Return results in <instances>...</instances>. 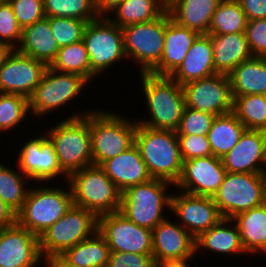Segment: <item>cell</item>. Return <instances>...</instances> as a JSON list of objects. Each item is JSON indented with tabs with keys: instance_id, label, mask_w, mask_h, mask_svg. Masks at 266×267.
I'll return each instance as SVG.
<instances>
[{
	"instance_id": "obj_22",
	"label": "cell",
	"mask_w": 266,
	"mask_h": 267,
	"mask_svg": "<svg viewBox=\"0 0 266 267\" xmlns=\"http://www.w3.org/2000/svg\"><path fill=\"white\" fill-rule=\"evenodd\" d=\"M200 35L199 32L180 26L170 19L165 28L164 49L160 61L148 73L171 76Z\"/></svg>"
},
{
	"instance_id": "obj_13",
	"label": "cell",
	"mask_w": 266,
	"mask_h": 267,
	"mask_svg": "<svg viewBox=\"0 0 266 267\" xmlns=\"http://www.w3.org/2000/svg\"><path fill=\"white\" fill-rule=\"evenodd\" d=\"M39 135L21 145L16 154L17 167L34 183H50L60 177L67 182L68 175L59 165L53 143L44 131Z\"/></svg>"
},
{
	"instance_id": "obj_33",
	"label": "cell",
	"mask_w": 266,
	"mask_h": 267,
	"mask_svg": "<svg viewBox=\"0 0 266 267\" xmlns=\"http://www.w3.org/2000/svg\"><path fill=\"white\" fill-rule=\"evenodd\" d=\"M109 255L110 248L106 239L98 231L61 254L76 267H107Z\"/></svg>"
},
{
	"instance_id": "obj_51",
	"label": "cell",
	"mask_w": 266,
	"mask_h": 267,
	"mask_svg": "<svg viewBox=\"0 0 266 267\" xmlns=\"http://www.w3.org/2000/svg\"><path fill=\"white\" fill-rule=\"evenodd\" d=\"M15 49L9 44L0 42V67L6 62L7 58Z\"/></svg>"
},
{
	"instance_id": "obj_19",
	"label": "cell",
	"mask_w": 266,
	"mask_h": 267,
	"mask_svg": "<svg viewBox=\"0 0 266 267\" xmlns=\"http://www.w3.org/2000/svg\"><path fill=\"white\" fill-rule=\"evenodd\" d=\"M39 237L17 222L0 228V267H39Z\"/></svg>"
},
{
	"instance_id": "obj_32",
	"label": "cell",
	"mask_w": 266,
	"mask_h": 267,
	"mask_svg": "<svg viewBox=\"0 0 266 267\" xmlns=\"http://www.w3.org/2000/svg\"><path fill=\"white\" fill-rule=\"evenodd\" d=\"M246 127L233 112L215 117L207 137L210 142L212 155L222 158L240 140Z\"/></svg>"
},
{
	"instance_id": "obj_5",
	"label": "cell",
	"mask_w": 266,
	"mask_h": 267,
	"mask_svg": "<svg viewBox=\"0 0 266 267\" xmlns=\"http://www.w3.org/2000/svg\"><path fill=\"white\" fill-rule=\"evenodd\" d=\"M50 184L34 183L33 188L31 187L27 193L22 208L16 213V222L37 237L58 221L73 205L68 182H66L68 187L64 189L54 185L52 187Z\"/></svg>"
},
{
	"instance_id": "obj_18",
	"label": "cell",
	"mask_w": 266,
	"mask_h": 267,
	"mask_svg": "<svg viewBox=\"0 0 266 267\" xmlns=\"http://www.w3.org/2000/svg\"><path fill=\"white\" fill-rule=\"evenodd\" d=\"M226 173L221 158L213 155L192 158L183 161L182 173L174 188L178 192L213 197Z\"/></svg>"
},
{
	"instance_id": "obj_48",
	"label": "cell",
	"mask_w": 266,
	"mask_h": 267,
	"mask_svg": "<svg viewBox=\"0 0 266 267\" xmlns=\"http://www.w3.org/2000/svg\"><path fill=\"white\" fill-rule=\"evenodd\" d=\"M16 223V212L8 206L0 197V228Z\"/></svg>"
},
{
	"instance_id": "obj_27",
	"label": "cell",
	"mask_w": 266,
	"mask_h": 267,
	"mask_svg": "<svg viewBox=\"0 0 266 267\" xmlns=\"http://www.w3.org/2000/svg\"><path fill=\"white\" fill-rule=\"evenodd\" d=\"M222 0H169L167 11L178 25L208 34L213 14Z\"/></svg>"
},
{
	"instance_id": "obj_49",
	"label": "cell",
	"mask_w": 266,
	"mask_h": 267,
	"mask_svg": "<svg viewBox=\"0 0 266 267\" xmlns=\"http://www.w3.org/2000/svg\"><path fill=\"white\" fill-rule=\"evenodd\" d=\"M125 0H94L95 8L100 17H107L108 14L114 10Z\"/></svg>"
},
{
	"instance_id": "obj_20",
	"label": "cell",
	"mask_w": 266,
	"mask_h": 267,
	"mask_svg": "<svg viewBox=\"0 0 266 267\" xmlns=\"http://www.w3.org/2000/svg\"><path fill=\"white\" fill-rule=\"evenodd\" d=\"M48 66L16 49L0 67V92L29 98Z\"/></svg>"
},
{
	"instance_id": "obj_6",
	"label": "cell",
	"mask_w": 266,
	"mask_h": 267,
	"mask_svg": "<svg viewBox=\"0 0 266 267\" xmlns=\"http://www.w3.org/2000/svg\"><path fill=\"white\" fill-rule=\"evenodd\" d=\"M171 187L173 183L157 178L131 186L122 192L120 212L138 226L153 230L167 217L164 213L171 214Z\"/></svg>"
},
{
	"instance_id": "obj_44",
	"label": "cell",
	"mask_w": 266,
	"mask_h": 267,
	"mask_svg": "<svg viewBox=\"0 0 266 267\" xmlns=\"http://www.w3.org/2000/svg\"><path fill=\"white\" fill-rule=\"evenodd\" d=\"M183 161L212 155L207 135L177 134Z\"/></svg>"
},
{
	"instance_id": "obj_36",
	"label": "cell",
	"mask_w": 266,
	"mask_h": 267,
	"mask_svg": "<svg viewBox=\"0 0 266 267\" xmlns=\"http://www.w3.org/2000/svg\"><path fill=\"white\" fill-rule=\"evenodd\" d=\"M248 19L236 0H222L215 10L209 35L244 33Z\"/></svg>"
},
{
	"instance_id": "obj_50",
	"label": "cell",
	"mask_w": 266,
	"mask_h": 267,
	"mask_svg": "<svg viewBox=\"0 0 266 267\" xmlns=\"http://www.w3.org/2000/svg\"><path fill=\"white\" fill-rule=\"evenodd\" d=\"M44 262L48 267H76L75 265H72L66 261L61 255L49 256L44 259Z\"/></svg>"
},
{
	"instance_id": "obj_37",
	"label": "cell",
	"mask_w": 266,
	"mask_h": 267,
	"mask_svg": "<svg viewBox=\"0 0 266 267\" xmlns=\"http://www.w3.org/2000/svg\"><path fill=\"white\" fill-rule=\"evenodd\" d=\"M232 112L246 129L266 132V102L264 95L233 97Z\"/></svg>"
},
{
	"instance_id": "obj_53",
	"label": "cell",
	"mask_w": 266,
	"mask_h": 267,
	"mask_svg": "<svg viewBox=\"0 0 266 267\" xmlns=\"http://www.w3.org/2000/svg\"><path fill=\"white\" fill-rule=\"evenodd\" d=\"M264 204H266V171L263 173Z\"/></svg>"
},
{
	"instance_id": "obj_46",
	"label": "cell",
	"mask_w": 266,
	"mask_h": 267,
	"mask_svg": "<svg viewBox=\"0 0 266 267\" xmlns=\"http://www.w3.org/2000/svg\"><path fill=\"white\" fill-rule=\"evenodd\" d=\"M107 267H158L152 254L110 251Z\"/></svg>"
},
{
	"instance_id": "obj_8",
	"label": "cell",
	"mask_w": 266,
	"mask_h": 267,
	"mask_svg": "<svg viewBox=\"0 0 266 267\" xmlns=\"http://www.w3.org/2000/svg\"><path fill=\"white\" fill-rule=\"evenodd\" d=\"M88 84L79 74L60 72L48 66L40 83L28 98L29 114L34 118H45L46 114L49 116V113H55L53 111H64L62 108L71 101L74 103L75 99L80 100L81 94L89 88Z\"/></svg>"
},
{
	"instance_id": "obj_42",
	"label": "cell",
	"mask_w": 266,
	"mask_h": 267,
	"mask_svg": "<svg viewBox=\"0 0 266 267\" xmlns=\"http://www.w3.org/2000/svg\"><path fill=\"white\" fill-rule=\"evenodd\" d=\"M22 28L17 22L13 9L7 0H0V42L16 49L20 44Z\"/></svg>"
},
{
	"instance_id": "obj_17",
	"label": "cell",
	"mask_w": 266,
	"mask_h": 267,
	"mask_svg": "<svg viewBox=\"0 0 266 267\" xmlns=\"http://www.w3.org/2000/svg\"><path fill=\"white\" fill-rule=\"evenodd\" d=\"M177 193L172 192L170 213L195 239L223 218L213 197Z\"/></svg>"
},
{
	"instance_id": "obj_4",
	"label": "cell",
	"mask_w": 266,
	"mask_h": 267,
	"mask_svg": "<svg viewBox=\"0 0 266 267\" xmlns=\"http://www.w3.org/2000/svg\"><path fill=\"white\" fill-rule=\"evenodd\" d=\"M137 127L134 117L133 119L125 117L124 114L114 112L111 108L105 110L96 107L90 112L93 165L101 166L105 161L132 147L135 144Z\"/></svg>"
},
{
	"instance_id": "obj_24",
	"label": "cell",
	"mask_w": 266,
	"mask_h": 267,
	"mask_svg": "<svg viewBox=\"0 0 266 267\" xmlns=\"http://www.w3.org/2000/svg\"><path fill=\"white\" fill-rule=\"evenodd\" d=\"M217 74L209 34H201L190 47L179 68L170 76L179 85Z\"/></svg>"
},
{
	"instance_id": "obj_30",
	"label": "cell",
	"mask_w": 266,
	"mask_h": 267,
	"mask_svg": "<svg viewBox=\"0 0 266 267\" xmlns=\"http://www.w3.org/2000/svg\"><path fill=\"white\" fill-rule=\"evenodd\" d=\"M232 97L266 94V58L252 56L228 75Z\"/></svg>"
},
{
	"instance_id": "obj_28",
	"label": "cell",
	"mask_w": 266,
	"mask_h": 267,
	"mask_svg": "<svg viewBox=\"0 0 266 267\" xmlns=\"http://www.w3.org/2000/svg\"><path fill=\"white\" fill-rule=\"evenodd\" d=\"M210 39L217 74L229 75L236 66L253 56L245 33L210 35Z\"/></svg>"
},
{
	"instance_id": "obj_23",
	"label": "cell",
	"mask_w": 266,
	"mask_h": 267,
	"mask_svg": "<svg viewBox=\"0 0 266 267\" xmlns=\"http://www.w3.org/2000/svg\"><path fill=\"white\" fill-rule=\"evenodd\" d=\"M100 167L121 192L152 179L135 144L127 151L105 161Z\"/></svg>"
},
{
	"instance_id": "obj_31",
	"label": "cell",
	"mask_w": 266,
	"mask_h": 267,
	"mask_svg": "<svg viewBox=\"0 0 266 267\" xmlns=\"http://www.w3.org/2000/svg\"><path fill=\"white\" fill-rule=\"evenodd\" d=\"M166 10V0H125L112 10L107 18L122 28L130 24L150 22Z\"/></svg>"
},
{
	"instance_id": "obj_7",
	"label": "cell",
	"mask_w": 266,
	"mask_h": 267,
	"mask_svg": "<svg viewBox=\"0 0 266 267\" xmlns=\"http://www.w3.org/2000/svg\"><path fill=\"white\" fill-rule=\"evenodd\" d=\"M73 205L93 212L97 217L120 211L122 192L96 165L84 167L68 176Z\"/></svg>"
},
{
	"instance_id": "obj_41",
	"label": "cell",
	"mask_w": 266,
	"mask_h": 267,
	"mask_svg": "<svg viewBox=\"0 0 266 267\" xmlns=\"http://www.w3.org/2000/svg\"><path fill=\"white\" fill-rule=\"evenodd\" d=\"M215 115L185 107L177 134L207 135Z\"/></svg>"
},
{
	"instance_id": "obj_12",
	"label": "cell",
	"mask_w": 266,
	"mask_h": 267,
	"mask_svg": "<svg viewBox=\"0 0 266 267\" xmlns=\"http://www.w3.org/2000/svg\"><path fill=\"white\" fill-rule=\"evenodd\" d=\"M213 199L221 216L228 219L262 205L263 173L227 172Z\"/></svg>"
},
{
	"instance_id": "obj_25",
	"label": "cell",
	"mask_w": 266,
	"mask_h": 267,
	"mask_svg": "<svg viewBox=\"0 0 266 267\" xmlns=\"http://www.w3.org/2000/svg\"><path fill=\"white\" fill-rule=\"evenodd\" d=\"M222 255H239L246 254L244 250L239 230L232 219L222 218L216 225L209 230L201 233L195 239V256L202 250Z\"/></svg>"
},
{
	"instance_id": "obj_35",
	"label": "cell",
	"mask_w": 266,
	"mask_h": 267,
	"mask_svg": "<svg viewBox=\"0 0 266 267\" xmlns=\"http://www.w3.org/2000/svg\"><path fill=\"white\" fill-rule=\"evenodd\" d=\"M28 183L33 184L17 165L15 170L3 162L0 163V197L16 213L26 200L29 187H31Z\"/></svg>"
},
{
	"instance_id": "obj_40",
	"label": "cell",
	"mask_w": 266,
	"mask_h": 267,
	"mask_svg": "<svg viewBox=\"0 0 266 267\" xmlns=\"http://www.w3.org/2000/svg\"><path fill=\"white\" fill-rule=\"evenodd\" d=\"M49 21L60 48L80 42L88 24L87 21L77 18L50 17Z\"/></svg>"
},
{
	"instance_id": "obj_16",
	"label": "cell",
	"mask_w": 266,
	"mask_h": 267,
	"mask_svg": "<svg viewBox=\"0 0 266 267\" xmlns=\"http://www.w3.org/2000/svg\"><path fill=\"white\" fill-rule=\"evenodd\" d=\"M152 256L158 267L195 257V238L177 221L166 217L152 230Z\"/></svg>"
},
{
	"instance_id": "obj_34",
	"label": "cell",
	"mask_w": 266,
	"mask_h": 267,
	"mask_svg": "<svg viewBox=\"0 0 266 267\" xmlns=\"http://www.w3.org/2000/svg\"><path fill=\"white\" fill-rule=\"evenodd\" d=\"M53 70L67 73H75L84 77L90 84L99 78L90 69V59L84 42L61 47L57 57L49 66Z\"/></svg>"
},
{
	"instance_id": "obj_43",
	"label": "cell",
	"mask_w": 266,
	"mask_h": 267,
	"mask_svg": "<svg viewBox=\"0 0 266 267\" xmlns=\"http://www.w3.org/2000/svg\"><path fill=\"white\" fill-rule=\"evenodd\" d=\"M23 29L45 17L43 0H7Z\"/></svg>"
},
{
	"instance_id": "obj_10",
	"label": "cell",
	"mask_w": 266,
	"mask_h": 267,
	"mask_svg": "<svg viewBox=\"0 0 266 267\" xmlns=\"http://www.w3.org/2000/svg\"><path fill=\"white\" fill-rule=\"evenodd\" d=\"M98 231V217L91 211L72 205L53 225L39 236L43 259L61 255L66 249L93 236Z\"/></svg>"
},
{
	"instance_id": "obj_47",
	"label": "cell",
	"mask_w": 266,
	"mask_h": 267,
	"mask_svg": "<svg viewBox=\"0 0 266 267\" xmlns=\"http://www.w3.org/2000/svg\"><path fill=\"white\" fill-rule=\"evenodd\" d=\"M248 21L266 18V0H236Z\"/></svg>"
},
{
	"instance_id": "obj_52",
	"label": "cell",
	"mask_w": 266,
	"mask_h": 267,
	"mask_svg": "<svg viewBox=\"0 0 266 267\" xmlns=\"http://www.w3.org/2000/svg\"><path fill=\"white\" fill-rule=\"evenodd\" d=\"M193 260H188V261H184V262H169L166 264H163L160 267H192L191 263Z\"/></svg>"
},
{
	"instance_id": "obj_21",
	"label": "cell",
	"mask_w": 266,
	"mask_h": 267,
	"mask_svg": "<svg viewBox=\"0 0 266 267\" xmlns=\"http://www.w3.org/2000/svg\"><path fill=\"white\" fill-rule=\"evenodd\" d=\"M221 159L228 173H264L266 132L246 129L238 143Z\"/></svg>"
},
{
	"instance_id": "obj_2",
	"label": "cell",
	"mask_w": 266,
	"mask_h": 267,
	"mask_svg": "<svg viewBox=\"0 0 266 267\" xmlns=\"http://www.w3.org/2000/svg\"><path fill=\"white\" fill-rule=\"evenodd\" d=\"M143 100L149 112L147 116L136 119L137 124L153 129L173 130L179 128L185 109L182 86L170 76L139 73Z\"/></svg>"
},
{
	"instance_id": "obj_38",
	"label": "cell",
	"mask_w": 266,
	"mask_h": 267,
	"mask_svg": "<svg viewBox=\"0 0 266 267\" xmlns=\"http://www.w3.org/2000/svg\"><path fill=\"white\" fill-rule=\"evenodd\" d=\"M45 17L77 18L94 21L98 15L94 0H43Z\"/></svg>"
},
{
	"instance_id": "obj_9",
	"label": "cell",
	"mask_w": 266,
	"mask_h": 267,
	"mask_svg": "<svg viewBox=\"0 0 266 267\" xmlns=\"http://www.w3.org/2000/svg\"><path fill=\"white\" fill-rule=\"evenodd\" d=\"M171 19L166 10L160 17L122 27L127 61L136 63L139 73H148L159 61L164 49L165 28Z\"/></svg>"
},
{
	"instance_id": "obj_14",
	"label": "cell",
	"mask_w": 266,
	"mask_h": 267,
	"mask_svg": "<svg viewBox=\"0 0 266 267\" xmlns=\"http://www.w3.org/2000/svg\"><path fill=\"white\" fill-rule=\"evenodd\" d=\"M98 232L112 252L152 254V230L138 226L120 211L99 216Z\"/></svg>"
},
{
	"instance_id": "obj_3",
	"label": "cell",
	"mask_w": 266,
	"mask_h": 267,
	"mask_svg": "<svg viewBox=\"0 0 266 267\" xmlns=\"http://www.w3.org/2000/svg\"><path fill=\"white\" fill-rule=\"evenodd\" d=\"M135 145L152 178L176 184L183 168L176 131L153 129L138 124Z\"/></svg>"
},
{
	"instance_id": "obj_29",
	"label": "cell",
	"mask_w": 266,
	"mask_h": 267,
	"mask_svg": "<svg viewBox=\"0 0 266 267\" xmlns=\"http://www.w3.org/2000/svg\"><path fill=\"white\" fill-rule=\"evenodd\" d=\"M232 220L237 225L246 253L251 256L266 254V204L241 212Z\"/></svg>"
},
{
	"instance_id": "obj_11",
	"label": "cell",
	"mask_w": 266,
	"mask_h": 267,
	"mask_svg": "<svg viewBox=\"0 0 266 267\" xmlns=\"http://www.w3.org/2000/svg\"><path fill=\"white\" fill-rule=\"evenodd\" d=\"M82 41L89 55L90 69L99 77L126 60L122 29L107 17L88 22Z\"/></svg>"
},
{
	"instance_id": "obj_39",
	"label": "cell",
	"mask_w": 266,
	"mask_h": 267,
	"mask_svg": "<svg viewBox=\"0 0 266 267\" xmlns=\"http://www.w3.org/2000/svg\"><path fill=\"white\" fill-rule=\"evenodd\" d=\"M29 112L28 98L0 92V133L16 131L15 129L28 118Z\"/></svg>"
},
{
	"instance_id": "obj_26",
	"label": "cell",
	"mask_w": 266,
	"mask_h": 267,
	"mask_svg": "<svg viewBox=\"0 0 266 267\" xmlns=\"http://www.w3.org/2000/svg\"><path fill=\"white\" fill-rule=\"evenodd\" d=\"M59 49L49 17H44L23 28L20 44L16 48L20 53L42 61L47 66H50L55 60Z\"/></svg>"
},
{
	"instance_id": "obj_15",
	"label": "cell",
	"mask_w": 266,
	"mask_h": 267,
	"mask_svg": "<svg viewBox=\"0 0 266 267\" xmlns=\"http://www.w3.org/2000/svg\"><path fill=\"white\" fill-rule=\"evenodd\" d=\"M185 107L215 116L232 112L233 97L228 75L215 74L182 85Z\"/></svg>"
},
{
	"instance_id": "obj_1",
	"label": "cell",
	"mask_w": 266,
	"mask_h": 267,
	"mask_svg": "<svg viewBox=\"0 0 266 267\" xmlns=\"http://www.w3.org/2000/svg\"><path fill=\"white\" fill-rule=\"evenodd\" d=\"M88 109V110H87ZM94 108H86V111L74 112L66 115L56 125L47 127L45 133L54 146L61 169L69 176L71 173L84 167L93 165L90 112Z\"/></svg>"
},
{
	"instance_id": "obj_45",
	"label": "cell",
	"mask_w": 266,
	"mask_h": 267,
	"mask_svg": "<svg viewBox=\"0 0 266 267\" xmlns=\"http://www.w3.org/2000/svg\"><path fill=\"white\" fill-rule=\"evenodd\" d=\"M244 33L252 55L266 58V18L249 20Z\"/></svg>"
}]
</instances>
